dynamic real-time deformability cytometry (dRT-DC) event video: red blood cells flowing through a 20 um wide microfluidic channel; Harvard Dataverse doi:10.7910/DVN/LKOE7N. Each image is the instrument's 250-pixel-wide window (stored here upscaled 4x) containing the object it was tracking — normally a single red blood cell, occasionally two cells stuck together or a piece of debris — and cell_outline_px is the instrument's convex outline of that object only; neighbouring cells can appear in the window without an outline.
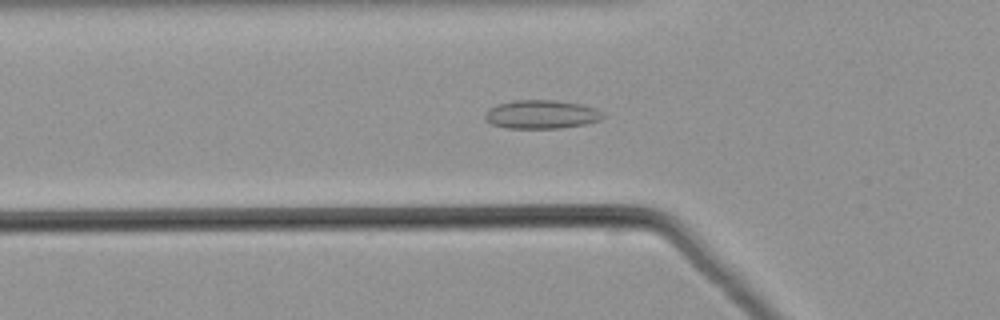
{"species": "common noctule bat (a hibernating species)", "species_latin": "Nyctalus noctula", "temperature_condition": "warm", "stored_images_in_passage": 52, "camera_frame_rate_fps": 3000, "um_per_image_px": 0.085, "animal": {"sex": "male", "body_mass_g": 21.5, "forearm_length_mm": 52.0}, "frame": {"image": 1, "passage_image": 18, "time_ms": 5.667, "image_size_px": [1000, 320], "cell_outline_px": [[604, 116], [600, 120], [584, 124], [560, 128], [508, 128], [492, 124], [484, 116], [488, 108], [496, 104], [516, 100], [556, 100], [580, 104], [596, 108]], "centroid_in_image_um": [46.0, 9.71], "position_along_channel_um": 79.8, "area_um2": 19.54}}
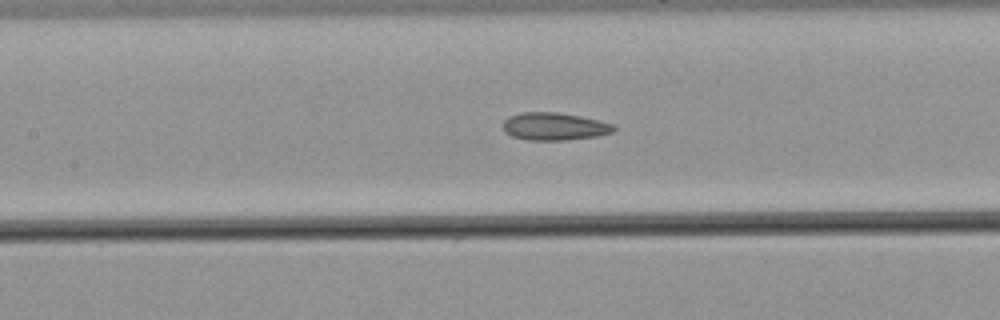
{"frame": {"image": 2, "passage_image": 24, "time_ms": 7.667, "image_size_px": [1000, 320], "cell_outline_px": [[616, 128], [612, 132], [596, 136], [564, 140], [528, 140], [512, 136], [504, 132], [504, 120], [508, 116], [520, 112], [556, 112], [580, 116], [600, 120], [612, 124]], "centroid_in_image_um": [47.09, 10.74], "position_along_channel_um": 160.3, "area_um2": 17.8}}
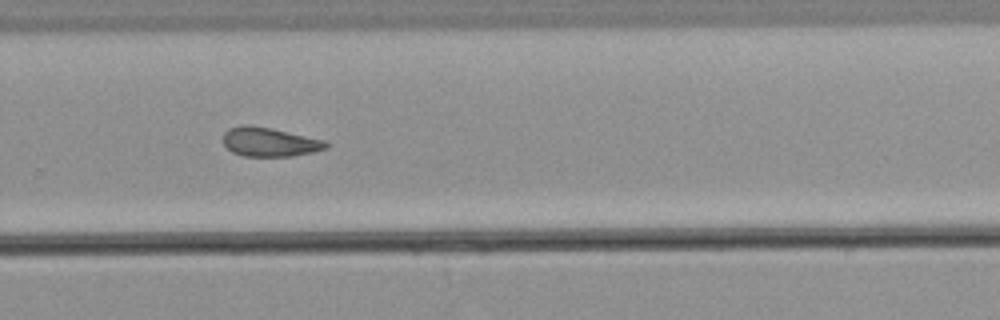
{"frame": {"image": 3, "passage_image": 35, "time_ms": 11.333, "image_size_px": [1000, 320], "cell_outline_px": [[328, 148], [312, 152], [292, 156], [244, 156], [232, 152], [224, 144], [224, 132], [228, 128], [244, 124], [248, 124], [272, 128], [324, 140], [328, 144]], "centroid_in_image_um": [22.89, 12.06], "position_along_channel_um": 306.9, "area_um2": 17.4}}